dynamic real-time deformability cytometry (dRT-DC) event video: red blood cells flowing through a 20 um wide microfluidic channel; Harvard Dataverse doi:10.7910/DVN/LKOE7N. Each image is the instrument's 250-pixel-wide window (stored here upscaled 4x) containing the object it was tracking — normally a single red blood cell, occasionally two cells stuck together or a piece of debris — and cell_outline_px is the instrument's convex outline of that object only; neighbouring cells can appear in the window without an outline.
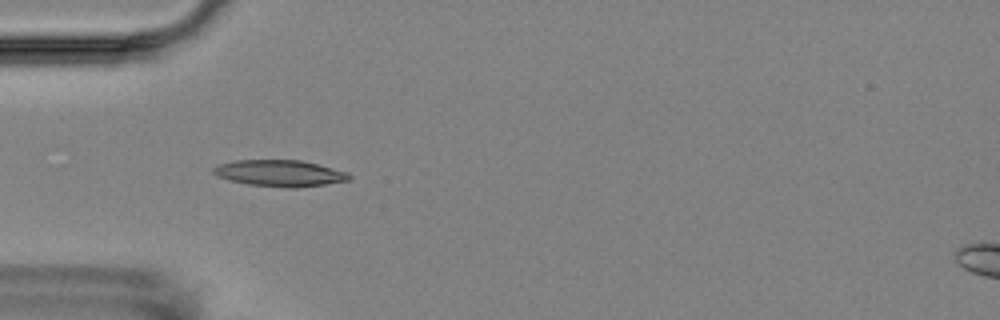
{"species": "Egyptian fruit bat (a non-hibernating species)", "species_latin": "Rousettus aegyptiacus", "temperature_condition": "room temperature", "stored_images_in_passage": 2, "camera_frame_rate_fps": 3000, "um_per_image_px": 0.085, "animal": {"sex": "female"}, "frame": {"image": 1, "passage_image": 2, "time_ms": 1.667, "image_size_px": [1000, 320], "cell_outline_px": [[352, 176], [348, 180], [324, 184], [296, 188], [284, 188], [248, 184], [228, 180], [216, 176], [212, 172], [212, 168], [220, 164], [236, 160], [300, 160], [348, 172]], "centroid_in_image_um": [23.74, 14.73], "position_along_channel_um": 61.3, "area_um2": 20.87}}